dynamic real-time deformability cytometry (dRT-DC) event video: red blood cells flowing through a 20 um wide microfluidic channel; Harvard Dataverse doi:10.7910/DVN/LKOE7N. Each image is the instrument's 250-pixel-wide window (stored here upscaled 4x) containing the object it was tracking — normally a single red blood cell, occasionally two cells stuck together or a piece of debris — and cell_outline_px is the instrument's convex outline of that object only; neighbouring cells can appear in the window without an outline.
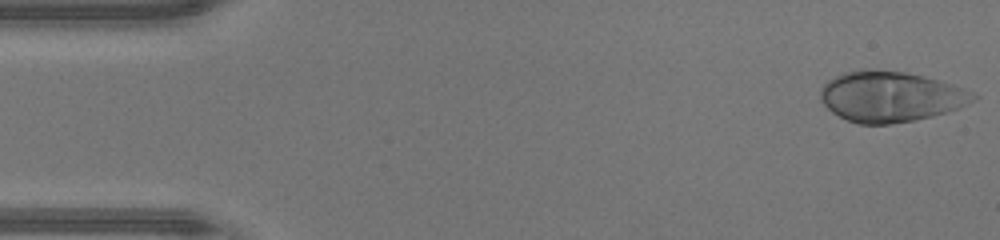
{"species": "human", "species_latin": "Homo sapiens", "temperature_condition": "warm", "stored_images_in_passage": 46, "camera_frame_rate_fps": 3000, "um_per_image_px": 0.085, "donor": {"sex": "male"}, "frame": {"image": 1, "passage_image": 1, "time_ms": 0.0, "image_size_px": [1000, 240], "cell_outline_px": [[980, 96], [956, 108], [932, 116], [912, 120], [888, 124], [860, 124], [848, 120], [832, 112], [820, 100], [820, 88], [828, 80], [844, 72], [860, 68], [864, 68], [904, 72], [924, 76], [952, 84]], "centroid_in_image_um": [75.63, 8.19], "position_along_channel_um": 9.4, "area_um2": 44.56}}
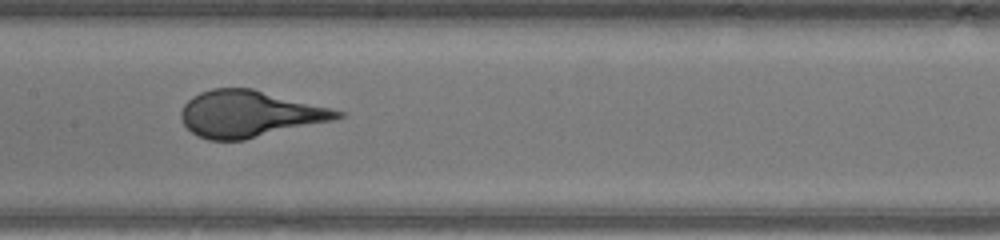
{"frame": {"image": 2, "passage_image": 22, "time_ms": 7.0, "image_size_px": [1000, 240], "cell_outline_px": [[344, 116], [332, 120], [244, 140], [208, 140], [192, 132], [184, 124], [180, 116], [180, 112], [184, 104], [192, 96], [200, 92], [212, 88], [252, 88], [344, 112]], "centroid_in_image_um": [21.14, 9.68], "position_along_channel_um": 186.3, "area_um2": 41.85}}
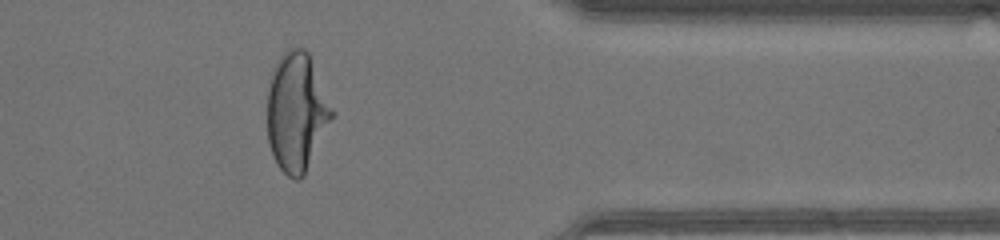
{"frame": {"image": 3, "passage_image": 37, "time_ms": 12.0, "image_size_px": [1000, 240], "cell_outline_px": [[336, 112], [304, 176], [300, 180], [296, 180], [288, 176], [276, 164], [268, 140], [268, 88], [272, 68], [280, 56], [288, 48], [304, 48], [308, 52]], "centroid_in_image_um": [25.23, 9.52], "position_along_channel_um": 386.2, "area_um2": 45.03}}